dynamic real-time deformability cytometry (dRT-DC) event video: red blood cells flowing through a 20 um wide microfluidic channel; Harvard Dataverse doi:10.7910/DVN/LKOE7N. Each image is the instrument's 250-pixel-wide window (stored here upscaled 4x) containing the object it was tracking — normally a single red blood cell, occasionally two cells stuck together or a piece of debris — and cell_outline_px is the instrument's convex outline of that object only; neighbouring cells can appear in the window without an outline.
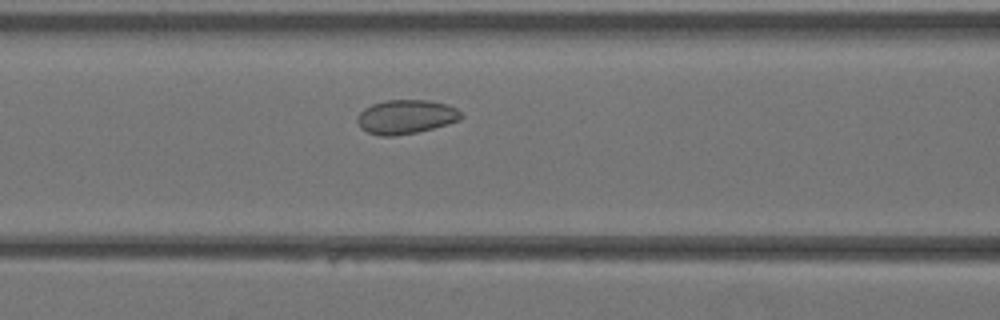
{"species": "Egyptian fruit bat (a non-hibernating species)", "species_latin": "Rousettus aegyptiacus", "temperature_condition": "warm", "stored_images_in_passage": 35, "camera_frame_rate_fps": 3000, "um_per_image_px": 0.085, "animal": {"sex": "female"}, "frame": {"image": 1, "passage_image": 12, "time_ms": 3.667, "image_size_px": [1000, 320], "cell_outline_px": [[464, 116], [460, 120], [448, 124], [416, 132], [392, 136], [380, 136], [368, 132], [360, 128], [356, 120], [356, 116], [364, 108], [372, 104], [384, 100], [428, 100], [448, 104], [456, 108]], "centroid_in_image_um": [34.49, 9.92], "position_along_channel_um": 132.1, "area_um2": 20.75}}
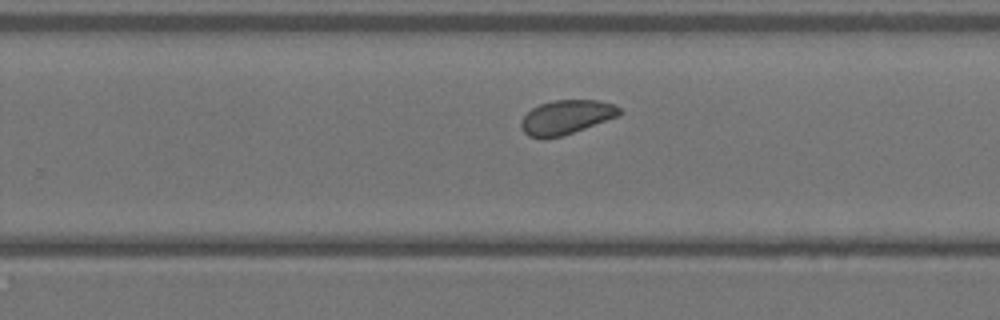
{"frame": {"image": 2, "passage_image": 21, "time_ms": 6.667, "image_size_px": [1000, 320], "cell_outline_px": [[624, 112], [620, 116], [560, 136], [528, 136], [520, 128], [520, 120], [532, 108], [540, 104], [552, 100], [596, 100], [612, 104], [620, 108]], "centroid_in_image_um": [48.15, 9.93], "position_along_channel_um": 281.6, "area_um2": 19.25}}
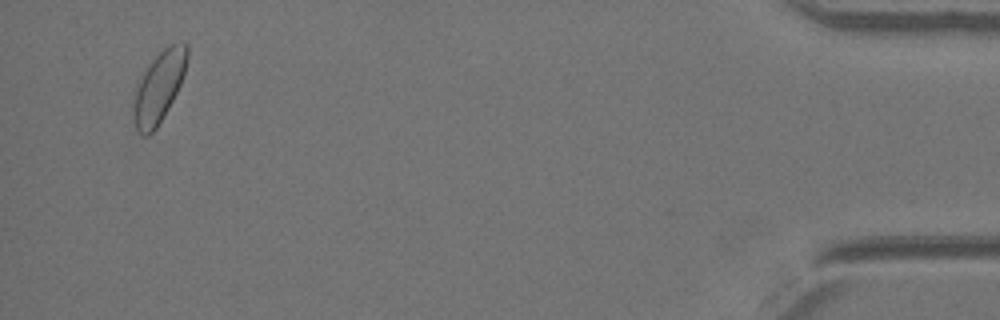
{"frame": {"image": 3, "passage_image": 34, "time_ms": 11.0, "image_size_px": [1000, 320], "cell_outline_px": [[188, 56], [184, 72], [180, 84], [168, 108], [156, 128], [148, 136], [144, 136], [136, 132], [132, 116], [132, 108], [136, 88], [144, 72], [152, 60], [168, 44], [176, 40], [184, 40], [188, 44]], "centroid_in_image_um": [13.51, 7.37], "position_along_channel_um": 421.7, "area_um2": 22.31}}